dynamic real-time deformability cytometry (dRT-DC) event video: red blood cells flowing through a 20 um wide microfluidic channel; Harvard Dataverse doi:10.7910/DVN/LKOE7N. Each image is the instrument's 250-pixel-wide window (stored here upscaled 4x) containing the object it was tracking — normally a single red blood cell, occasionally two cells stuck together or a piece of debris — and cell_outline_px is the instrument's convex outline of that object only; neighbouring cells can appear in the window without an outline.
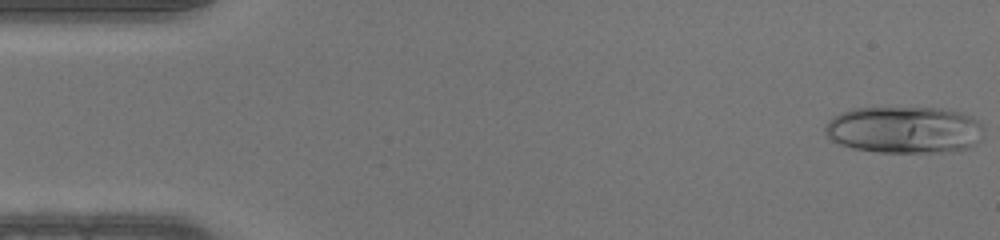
{"species": "human", "species_latin": "Homo sapiens", "temperature_condition": "warm", "stored_images_in_passage": 46, "camera_frame_rate_fps": 3000, "um_per_image_px": 0.085, "donor": {"sex": "male"}, "frame": {"image": 1, "passage_image": 1, "time_ms": 0.0, "image_size_px": [1000, 240], "cell_outline_px": [[984, 136], [976, 144], [968, 148], [952, 152], [880, 152], [852, 148], [840, 144], [832, 140], [824, 132], [824, 128], [828, 120], [832, 116], [840, 112], [852, 108], [940, 108], [960, 112], [972, 116], [980, 120], [984, 124]], "centroid_in_image_um": [76.92, 11.03], "position_along_channel_um": 8.1, "area_um2": 44.1}}
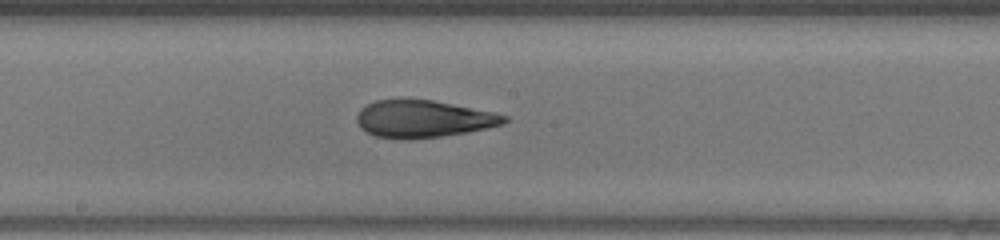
{"frame": {"image": 2, "passage_image": 24, "time_ms": 7.667, "image_size_px": [1000, 240], "cell_outline_px": [[508, 120], [504, 124], [488, 128], [468, 132], [440, 136], [408, 140], [404, 140], [376, 136], [360, 128], [356, 120], [356, 116], [360, 108], [376, 100], [404, 96], [432, 100], [496, 112], [508, 116]], "centroid_in_image_um": [35.96, 10.07], "position_along_channel_um": 212.2, "area_um2": 32.89}}
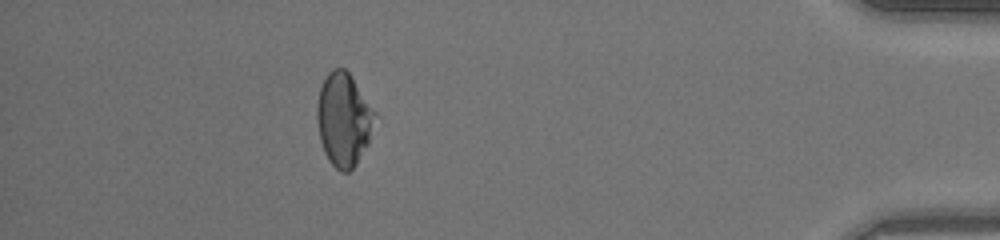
{"frame": {"image": 3, "passage_image": 41, "time_ms": 13.333, "image_size_px": [1000, 240], "cell_outline_px": [[376, 116], [368, 144], [356, 164], [348, 172], [340, 172], [328, 160], [324, 152], [320, 140], [316, 120], [316, 108], [320, 88], [328, 72], [332, 68], [344, 68], [348, 72], [376, 112]], "centroid_in_image_um": [29.2, 10.17], "position_along_channel_um": 406.0, "area_um2": 31.39}}